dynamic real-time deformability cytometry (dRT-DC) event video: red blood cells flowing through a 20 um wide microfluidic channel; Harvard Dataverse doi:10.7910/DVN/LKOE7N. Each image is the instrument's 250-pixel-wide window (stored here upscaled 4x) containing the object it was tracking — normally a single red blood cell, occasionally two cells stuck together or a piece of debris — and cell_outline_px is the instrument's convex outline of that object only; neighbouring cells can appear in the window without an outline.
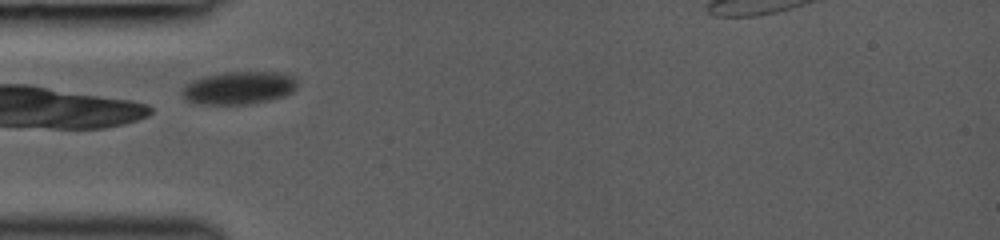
{"species": "common noctule bat (a hibernating species)", "species_latin": "Nyctalus noctula", "temperature_condition": "room temperature", "stored_images_in_passage": 22, "camera_frame_rate_fps": 3000, "um_per_image_px": 0.085, "animal": {"sex": "female", "body_mass_g": 19.0, "forearm_length_mm": 53.3}, "frame": {"image": 1, "passage_image": 4, "time_ms": 1.667, "image_size_px": [1000, 240], "cell_outline_px": [[296, 88], [292, 92], [284, 96], [272, 100], [252, 104], [196, 104], [188, 100], [180, 92], [180, 88], [184, 84], [192, 80], [204, 76], [224, 72], [280, 72], [292, 76], [296, 80]], "centroid_in_image_um": [20.28, 7.47], "position_along_channel_um": 64.7, "area_um2": 22.31}}